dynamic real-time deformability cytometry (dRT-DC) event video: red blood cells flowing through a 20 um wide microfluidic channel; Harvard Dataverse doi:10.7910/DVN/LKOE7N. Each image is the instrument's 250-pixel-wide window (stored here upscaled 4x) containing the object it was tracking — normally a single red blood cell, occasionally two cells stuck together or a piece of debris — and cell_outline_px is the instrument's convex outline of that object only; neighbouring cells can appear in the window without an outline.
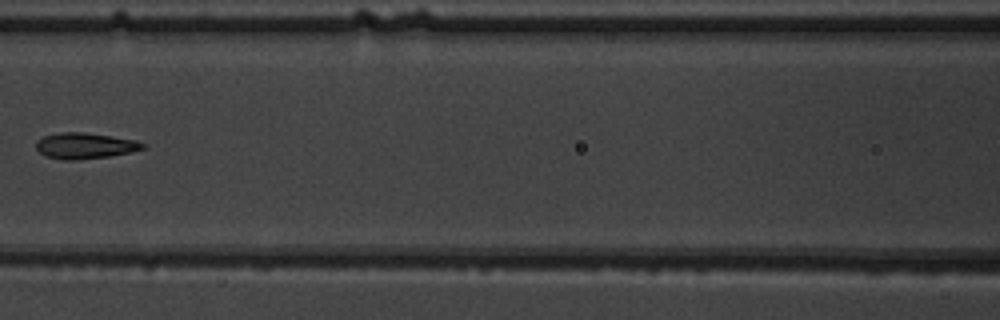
{"species": "common noctule bat (a hibernating species)", "species_latin": "Nyctalus noctula", "temperature_condition": "warm", "stored_images_in_passage": 9, "camera_frame_rate_fps": 3000, "um_per_image_px": 0.085, "animal": {"sex": "male", "body_mass_g": 19.5, "forearm_length_mm": 54.6}, "frame": {"image": 1, "passage_image": 8, "time_ms": 8.0, "image_size_px": [1000, 320], "cell_outline_px": [[148, 148], [132, 152], [112, 156], [76, 160], [64, 160], [44, 156], [36, 148], [36, 140], [44, 136], [60, 132], [84, 132], [112, 136], [136, 140], [148, 144]], "centroid_in_image_um": [7.28, 12.39], "position_along_channel_um": 159.3, "area_um2": 16.47}}
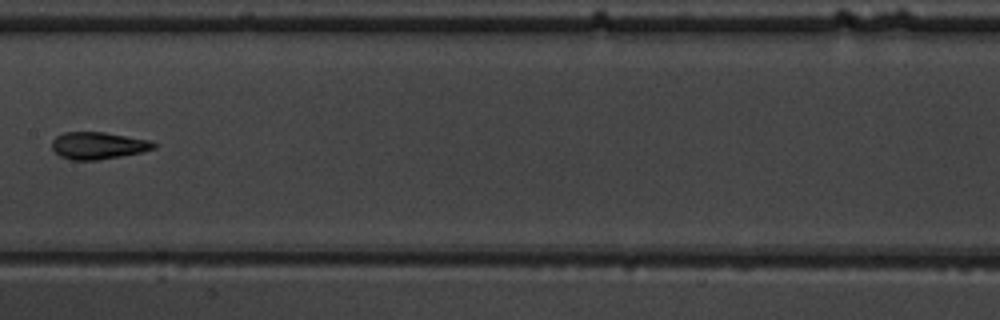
{"frame": {"image": 2, "passage_image": 9, "time_ms": 9.0, "image_size_px": [1000, 320], "cell_outline_px": [[156, 148], [140, 152], [120, 156], [96, 160], [72, 160], [60, 156], [52, 148], [52, 140], [56, 136], [64, 132], [104, 132], [148, 140], [156, 144]], "centroid_in_image_um": [8.31, 12.37], "position_along_channel_um": 199.1, "area_um2": 15.9}}